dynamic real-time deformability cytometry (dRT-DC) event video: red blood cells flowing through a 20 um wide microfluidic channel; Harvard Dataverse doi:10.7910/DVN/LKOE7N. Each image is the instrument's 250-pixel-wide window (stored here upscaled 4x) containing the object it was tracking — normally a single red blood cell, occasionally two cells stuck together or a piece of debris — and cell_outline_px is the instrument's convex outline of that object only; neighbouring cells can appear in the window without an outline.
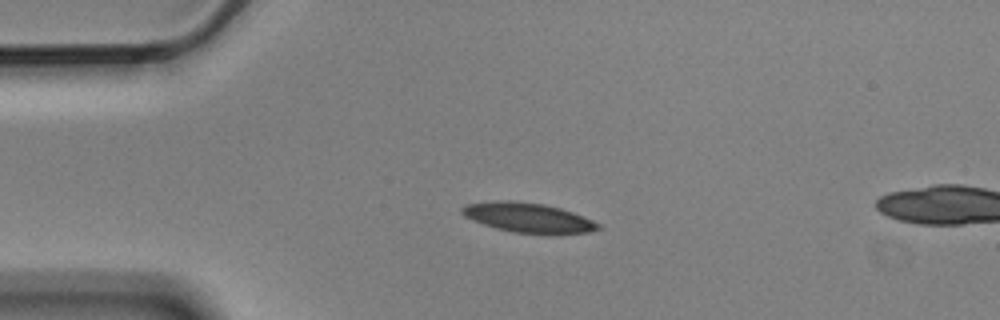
{"species": "Egyptian fruit bat (a non-hibernating species)", "species_latin": "Rousettus aegyptiacus", "temperature_condition": "cold", "stored_images_in_passage": 4, "camera_frame_rate_fps": 3000, "um_per_image_px": 0.085, "animal": {"sex": "male"}, "frame": {"image": 1, "passage_image": 3, "time_ms": 0.667, "image_size_px": [1000, 320], "cell_outline_px": [[600, 228], [588, 232], [552, 236], [548, 236], [512, 232], [496, 228], [472, 220], [464, 216], [460, 212], [460, 208], [468, 204], [500, 200], [512, 200], [544, 204], [560, 208], [572, 212], [592, 220], [600, 224]], "centroid_in_image_um": [44.92, 18.53], "position_along_channel_um": 40.1, "area_um2": 23.99}}